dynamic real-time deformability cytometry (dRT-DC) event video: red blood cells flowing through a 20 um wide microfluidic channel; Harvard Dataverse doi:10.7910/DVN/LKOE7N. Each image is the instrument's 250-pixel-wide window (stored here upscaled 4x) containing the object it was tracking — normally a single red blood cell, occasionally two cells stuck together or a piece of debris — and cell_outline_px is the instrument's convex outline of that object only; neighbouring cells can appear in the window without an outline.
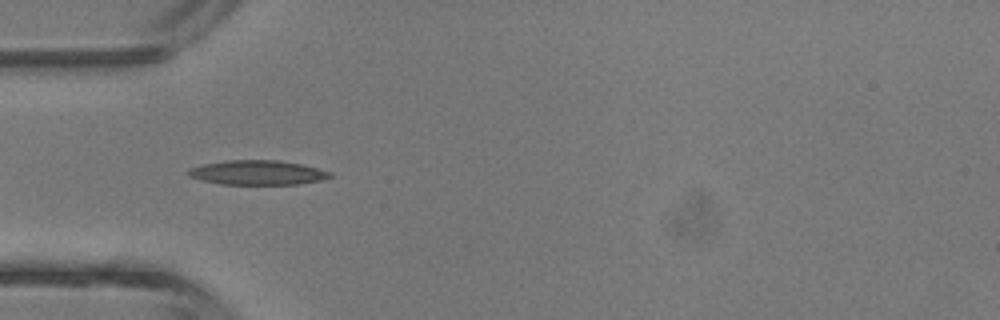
{"species": "common noctule bat (a hibernating species)", "species_latin": "Nyctalus noctula", "temperature_condition": "room temperature", "stored_images_in_passage": 31, "camera_frame_rate_fps": 3000, "um_per_image_px": 0.085, "animal": {"sex": "male", "body_mass_g": 13.3}, "frame": {"image": 1, "passage_image": 1, "time_ms": 0.0, "image_size_px": [1000, 320], "cell_outline_px": [[332, 176], [320, 180], [300, 184], [220, 184], [188, 176], [188, 168], [204, 164], [224, 160], [280, 160], [300, 164], [332, 172]], "centroid_in_image_um": [21.88, 14.66], "position_along_channel_um": 63.1, "area_um2": 20.11}}
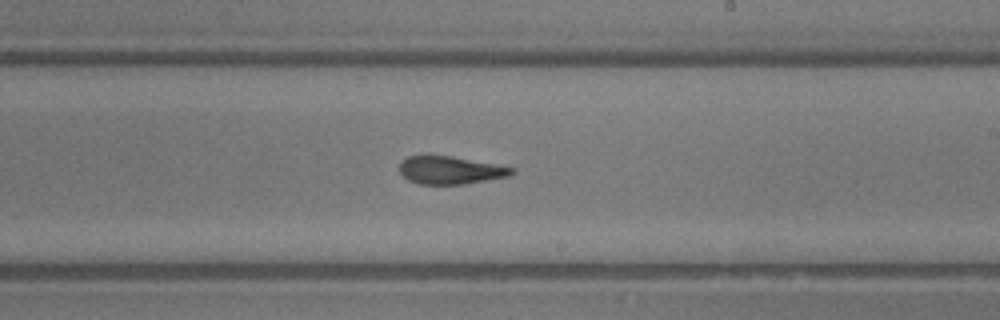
{"frame": {"image": 2, "passage_image": 13, "time_ms": 4.0, "image_size_px": [1000, 320], "cell_outline_px": [[516, 172], [508, 176], [464, 184], [420, 184], [408, 180], [400, 172], [400, 164], [408, 156], [452, 156], [496, 164], [516, 168]], "centroid_in_image_um": [38.32, 14.47], "position_along_channel_um": 250.7, "area_um2": 18.03}}
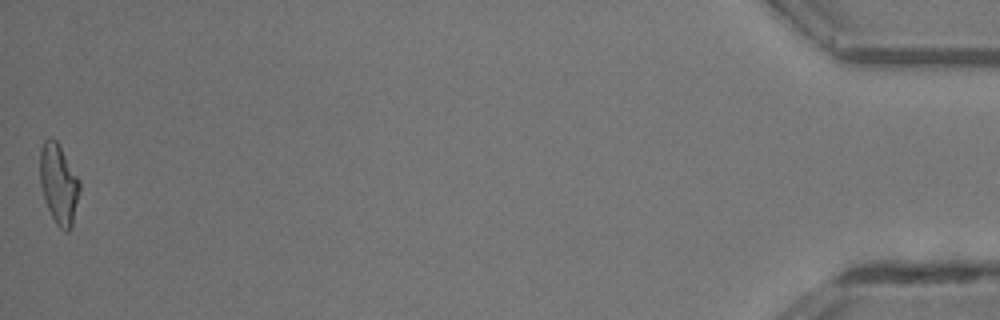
{"frame": {"image": 3, "passage_image": 31, "time_ms": 10.0, "image_size_px": [1000, 320], "cell_outline_px": [[80, 192], [72, 224], [68, 232], [64, 232], [56, 224], [48, 208], [40, 184], [40, 148], [44, 140], [48, 136], [52, 136], [56, 140], [80, 180]], "centroid_in_image_um": [4.99, 15.61], "position_along_channel_um": 430.2, "area_um2": 18.5}, "authors_computed_cell_mechanics": {"area_um2": 18.785, "velocity_mm_per_s": 4.7001, "shape_relaxation_time_tau1_ms": 10.6057, "shape_relaxation_time_tau2_ms": 2.0655, "deformation_change_tau1": 0.3267, "deformation_change_tau2": 0.1271}}